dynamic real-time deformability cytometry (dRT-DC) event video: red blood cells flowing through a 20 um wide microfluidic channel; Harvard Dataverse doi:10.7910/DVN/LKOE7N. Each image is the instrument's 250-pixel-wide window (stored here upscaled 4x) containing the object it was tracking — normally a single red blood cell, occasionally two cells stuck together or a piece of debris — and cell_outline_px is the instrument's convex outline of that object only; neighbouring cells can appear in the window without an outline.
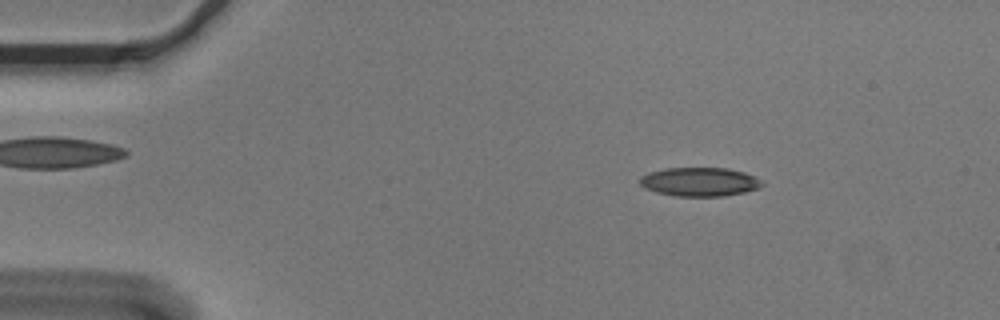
{"species": "Egyptian fruit bat (a non-hibernating species)", "species_latin": "Rousettus aegyptiacus", "temperature_condition": "cold", "stored_images_in_passage": 54, "camera_frame_rate_fps": 3000, "um_per_image_px": 0.085, "animal": {"sex": "male"}, "frame": {"image": 1, "passage_image": 8, "time_ms": 2.333, "image_size_px": [1000, 320], "cell_outline_px": [[764, 184], [756, 188], [744, 192], [724, 196], [672, 196], [656, 192], [644, 188], [640, 184], [640, 176], [648, 172], [664, 168], [728, 168], [744, 172], [760, 180]], "centroid_in_image_um": [59.41, 15.45], "position_along_channel_um": 25.6, "area_um2": 20.52}}
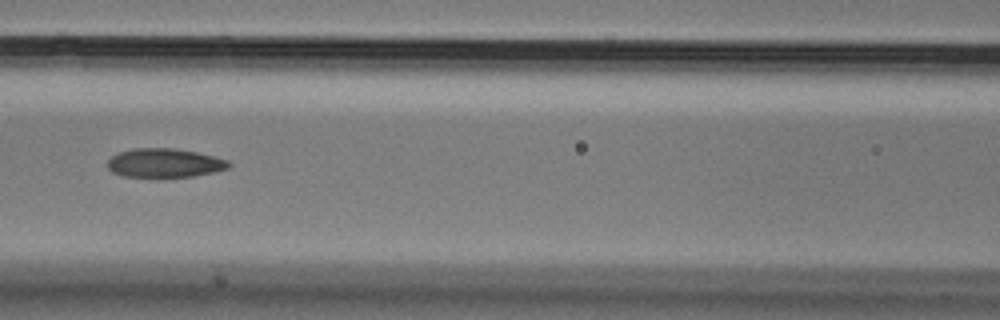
{"frame": {"image": 2, "passage_image": 24, "time_ms": 7.667, "image_size_px": [1000, 320], "cell_outline_px": [[232, 164], [228, 168], [216, 172], [196, 176], [124, 176], [112, 172], [108, 168], [108, 160], [112, 156], [120, 152], [132, 148], [172, 148], [196, 152], [228, 160]], "centroid_in_image_um": [14.01, 13.84], "position_along_channel_um": 152.6, "area_um2": 20.23}}
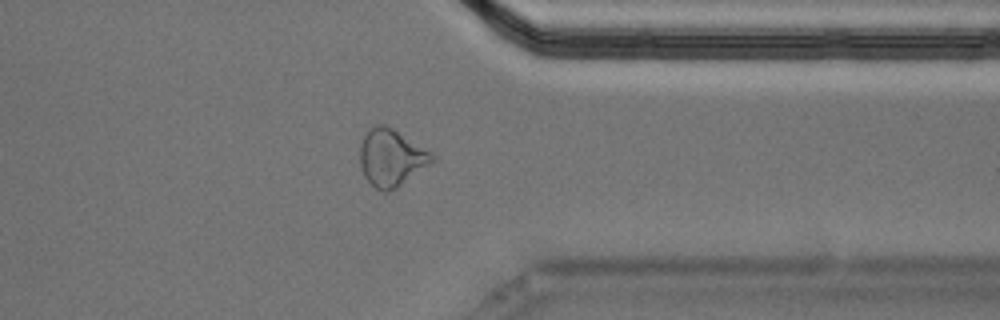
{"frame": {"image": 3, "passage_image": 43, "time_ms": 14.0, "image_size_px": [1000, 320], "cell_outline_px": [[436, 160], [432, 164], [396, 188], [388, 192], [380, 192], [364, 176], [360, 168], [360, 144], [364, 132], [368, 128], [376, 124], [384, 124], [392, 128], [432, 152], [436, 156]], "centroid_in_image_um": [33.26, 13.4], "position_along_channel_um": 378.1, "area_um2": 24.39}, "authors_computed_cell_mechanics": {"area_um2": 21.2126, "velocity_mm_per_s": 3.6337, "shape_relaxation_time_tau1_ms": null, "shape_relaxation_time_tau2_ms": 2.9949, "deformation_change_tau1": null, "deformation_change_tau2": 0.1026}}